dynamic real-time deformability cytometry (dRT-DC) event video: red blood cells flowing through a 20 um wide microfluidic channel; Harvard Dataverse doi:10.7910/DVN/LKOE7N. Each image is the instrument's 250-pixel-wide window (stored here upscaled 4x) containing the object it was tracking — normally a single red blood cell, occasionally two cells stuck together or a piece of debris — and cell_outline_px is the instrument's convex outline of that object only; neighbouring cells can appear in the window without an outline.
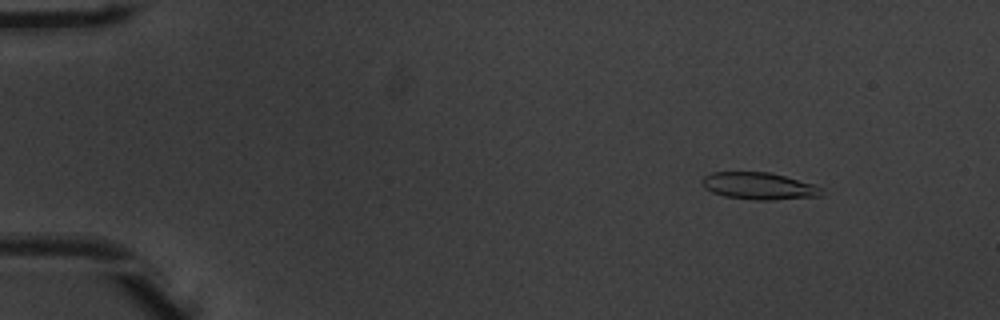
{"species": "common noctule bat (a hibernating species)", "species_latin": "Nyctalus noctula", "temperature_condition": "warm", "stored_images_in_passage": 53, "camera_frame_rate_fps": 3000, "um_per_image_px": 0.085, "animal": {"sex": "male", "body_mass_g": 20.1, "forearm_length_mm": 53.5}, "frame": {"image": 1, "passage_image": 7, "time_ms": 2.0, "image_size_px": [1000, 320], "cell_outline_px": [[824, 196], [772, 200], [756, 200], [724, 196], [712, 192], [704, 188], [704, 176], [712, 172], [772, 172], [812, 184], [824, 188]], "centroid_in_image_um": [64.58, 15.81], "position_along_channel_um": 20.4, "area_um2": 18.9}}
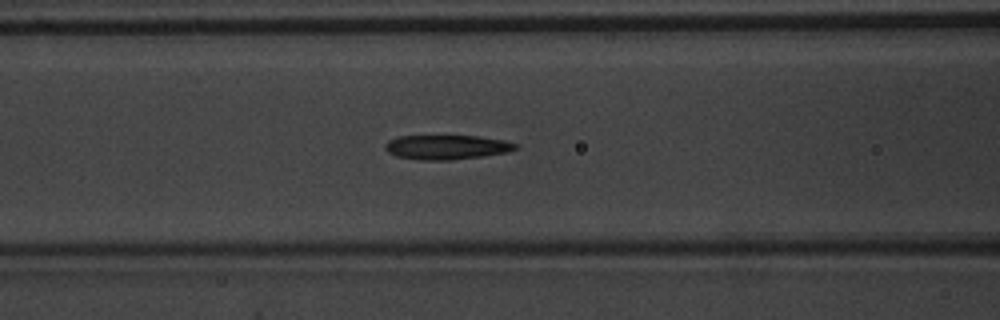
{"frame": {"image": 2, "passage_image": 23, "time_ms": 7.333, "image_size_px": [1000, 320], "cell_outline_px": [[520, 148], [508, 152], [452, 160], [420, 160], [396, 156], [388, 152], [384, 148], [384, 144], [388, 140], [396, 136], [476, 136], [504, 140], [516, 144]], "centroid_in_image_um": [37.94, 12.51], "position_along_channel_um": 128.7, "area_um2": 18.61}}
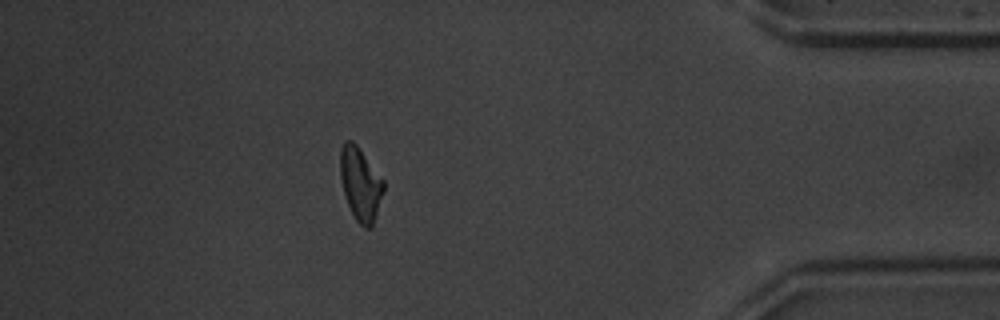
{"frame": {"image": 3, "passage_image": 47, "time_ms": 15.333, "image_size_px": [1000, 320], "cell_outline_px": [[384, 192], [372, 228], [364, 228], [356, 220], [348, 204], [344, 192], [340, 176], [340, 148], [344, 140], [352, 140], [356, 144], [384, 180]], "centroid_in_image_um": [30.64, 15.63], "position_along_channel_um": 404.6, "area_um2": 18.5}, "authors_computed_cell_mechanics": {"area_um2": 18.6694, "velocity_mm_per_s": 3.9372, "shape_relaxation_time_tau1_ms": 4.8406, "shape_relaxation_time_tau2_ms": 3.3871, "deformation_change_tau1": 0.1484, "deformation_change_tau2": 0.1088}}